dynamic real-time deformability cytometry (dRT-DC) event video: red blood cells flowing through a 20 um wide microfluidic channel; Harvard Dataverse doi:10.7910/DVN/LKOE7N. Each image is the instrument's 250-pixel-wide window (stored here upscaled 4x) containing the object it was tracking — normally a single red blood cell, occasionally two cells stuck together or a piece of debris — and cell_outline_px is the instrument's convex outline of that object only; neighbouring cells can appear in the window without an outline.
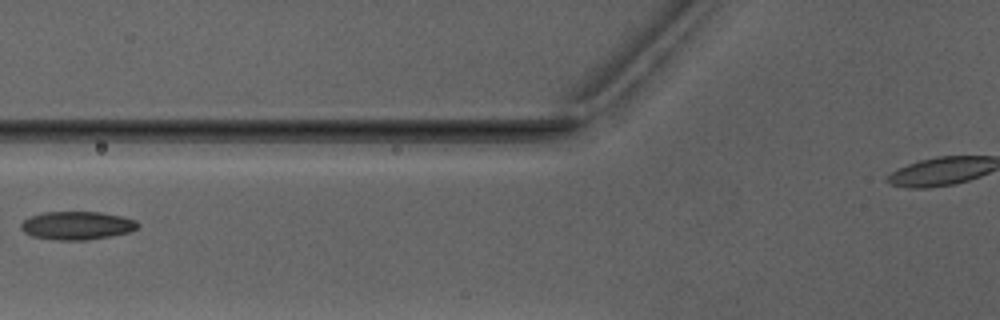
{"species": "Egyptian fruit bat (a non-hibernating species)", "species_latin": "Rousettus aegyptiacus", "temperature_condition": "warm", "stored_images_in_passage": 7, "camera_frame_rate_fps": 3000, "um_per_image_px": 0.085, "animal": {"sex": "male"}, "frame": {"image": 1, "passage_image": 6, "time_ms": 7.0, "image_size_px": [1000, 320], "cell_outline_px": [[140, 224], [136, 228], [128, 232], [108, 236], [84, 240], [52, 240], [32, 236], [24, 232], [20, 228], [20, 224], [24, 220], [32, 216], [44, 212], [100, 212], [120, 216], [136, 220]], "centroid_in_image_um": [6.51, 19.17], "position_along_channel_um": 119.3, "area_um2": 19.07}}
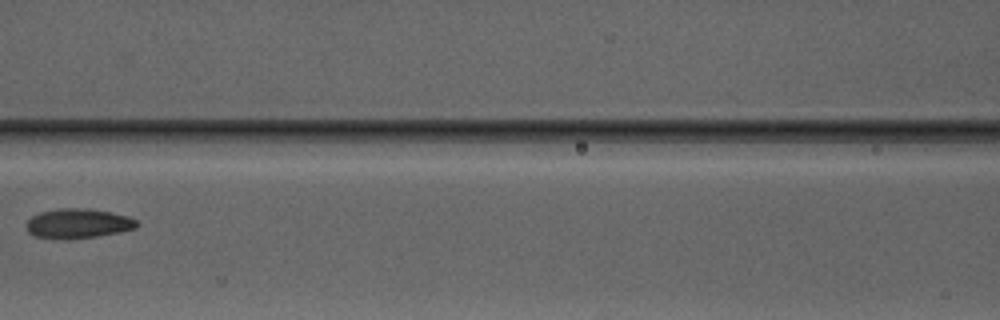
{"frame": {"image": 2, "passage_image": 7, "time_ms": 8.0, "image_size_px": [1000, 320], "cell_outline_px": [[140, 224], [136, 228], [120, 232], [96, 236], [68, 240], [64, 240], [36, 236], [28, 232], [24, 224], [32, 216], [40, 212], [60, 208], [80, 208], [108, 212], [128, 216], [136, 220]], "centroid_in_image_um": [6.61, 19.01], "position_along_channel_um": 160.0, "area_um2": 19.13}}